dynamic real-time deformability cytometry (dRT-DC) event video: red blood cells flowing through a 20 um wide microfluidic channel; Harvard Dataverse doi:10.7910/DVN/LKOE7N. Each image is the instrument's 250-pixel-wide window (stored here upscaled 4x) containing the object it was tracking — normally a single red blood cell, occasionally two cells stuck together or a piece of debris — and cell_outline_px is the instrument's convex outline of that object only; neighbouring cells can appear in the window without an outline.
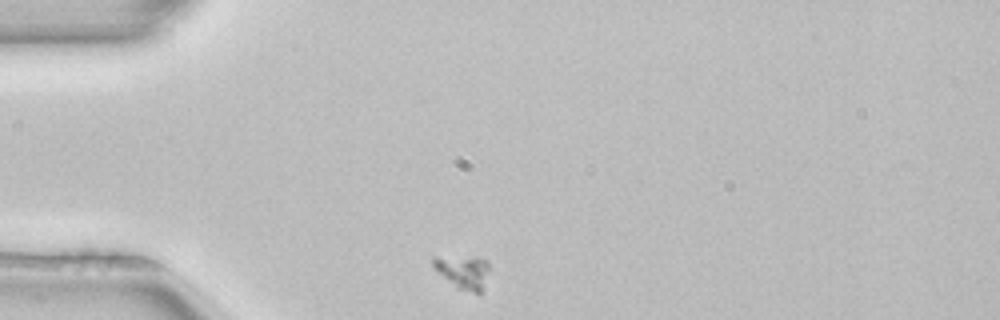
{"species": "common noctule bat (a hibernating species)", "species_latin": "Nyctalus noctula", "temperature_condition": "room temperature", "stored_images_in_passage": 4, "camera_frame_rate_fps": 3000, "um_per_image_px": 0.085, "animal": {"sex": "female", "body_mass_g": 22.7, "forearm_length_mm": 54.2}, "frame": {"image": 1, "passage_image": 1, "time_ms": 0.0, "image_size_px": [1000, 320], "cell_outline_px": [[488, 268], [480, 292], [476, 292], [456, 288], [436, 272], [432, 268], [432, 256], [436, 256], [488, 260]], "centroid_in_image_um": [39.25, 23.1], "position_along_channel_um": 45.8, "area_um2": 10.46}}